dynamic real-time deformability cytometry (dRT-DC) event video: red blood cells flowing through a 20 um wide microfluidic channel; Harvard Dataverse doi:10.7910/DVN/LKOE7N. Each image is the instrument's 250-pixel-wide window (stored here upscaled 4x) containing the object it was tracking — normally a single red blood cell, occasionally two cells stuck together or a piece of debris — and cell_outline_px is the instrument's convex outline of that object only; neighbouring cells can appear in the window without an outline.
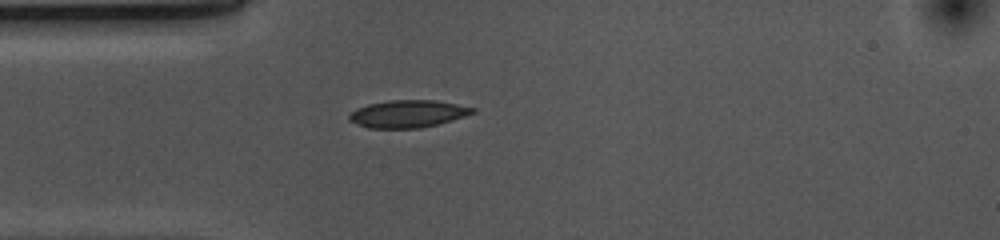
{"species": "common noctule bat (a hibernating species)", "species_latin": "Nyctalus noctula", "temperature_condition": "cold", "stored_images_in_passage": 32, "camera_frame_rate_fps": 3000, "um_per_image_px": 0.085, "animal": {"sex": "female", "body_mass_g": 10.0, "forearm_length_mm": 53.1}, "frame": {"image": 1, "passage_image": 1, "time_ms": 0.0, "image_size_px": [1000, 240], "cell_outline_px": [[476, 112], [452, 120], [420, 128], [368, 128], [348, 120], [348, 116], [356, 108], [368, 104], [388, 100], [436, 100], [476, 108]], "centroid_in_image_um": [34.65, 9.67], "position_along_channel_um": 50.3, "area_um2": 19.65}}
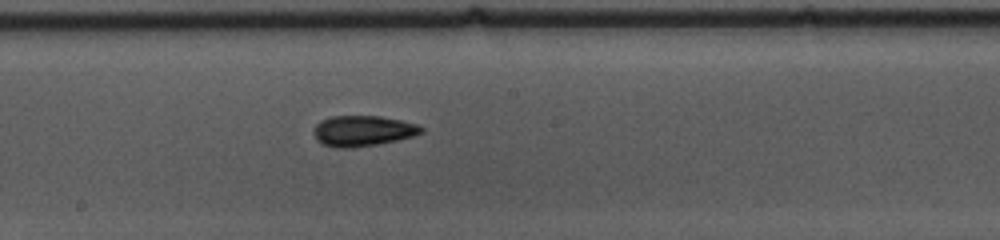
{"frame": {"image": 2, "passage_image": 15, "time_ms": 4.667, "image_size_px": [1000, 240], "cell_outline_px": [[424, 132], [412, 136], [380, 144], [352, 148], [336, 148], [320, 144], [316, 140], [312, 132], [312, 128], [320, 120], [332, 116], [380, 116], [420, 124], [424, 128]], "centroid_in_image_um": [30.8, 11.13], "position_along_channel_um": 217.4, "area_um2": 19.59}}
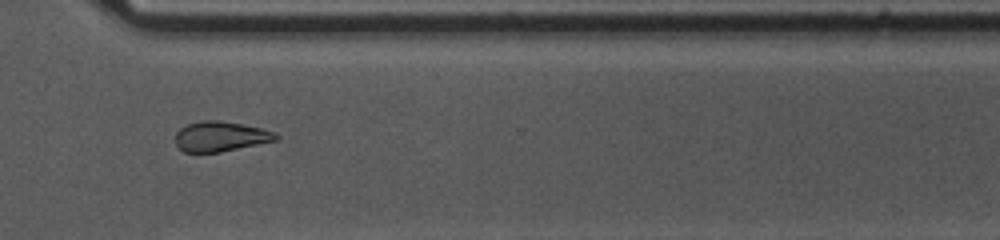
{"frame": {"image": 3, "passage_image": 26, "time_ms": 8.333, "image_size_px": [1000, 240], "cell_outline_px": [[280, 140], [220, 152], [184, 152], [176, 144], [176, 132], [180, 128], [188, 124], [204, 120], [216, 120], [240, 124], [260, 128], [276, 132], [280, 136]], "centroid_in_image_um": [18.79, 11.6], "position_along_channel_um": 351.8, "area_um2": 17.57}, "authors_computed_cell_mechanics": {"area_um2": 18.9006, "velocity_mm_per_s": 3.6781, "shape_relaxation_time_tau1_ms": 3.4779, "shape_relaxation_time_tau2_ms": 4.3895, "deformation_change_tau1": 0.1105, "deformation_change_tau2": 0.0933}}